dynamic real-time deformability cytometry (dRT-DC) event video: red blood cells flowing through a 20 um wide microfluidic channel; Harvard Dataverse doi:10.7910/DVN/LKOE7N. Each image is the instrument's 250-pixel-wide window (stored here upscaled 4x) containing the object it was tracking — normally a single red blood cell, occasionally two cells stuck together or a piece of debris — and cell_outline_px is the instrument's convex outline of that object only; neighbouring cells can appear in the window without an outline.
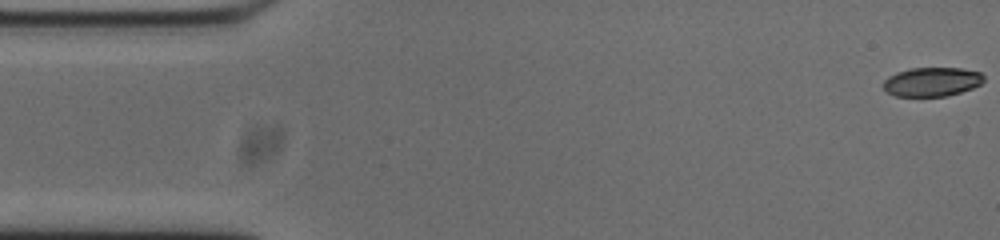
{"species": "common noctule bat (a hibernating species)", "species_latin": "Nyctalus noctula", "temperature_condition": "cold", "stored_images_in_passage": 54, "camera_frame_rate_fps": 3000, "um_per_image_px": 0.085, "animal": {"sex": "male", "body_mass_g": 20.0, "forearm_length_mm": 53.3}, "frame": {"image": 1, "passage_image": 1, "time_ms": 0.0, "image_size_px": [1000, 240], "cell_outline_px": [[984, 80], [980, 84], [972, 88], [948, 96], [896, 96], [888, 92], [884, 88], [884, 80], [888, 76], [896, 72], [912, 68], [960, 68], [980, 72], [984, 76]], "centroid_in_image_um": [79.21, 6.95], "position_along_channel_um": 5.8, "area_um2": 16.94}}
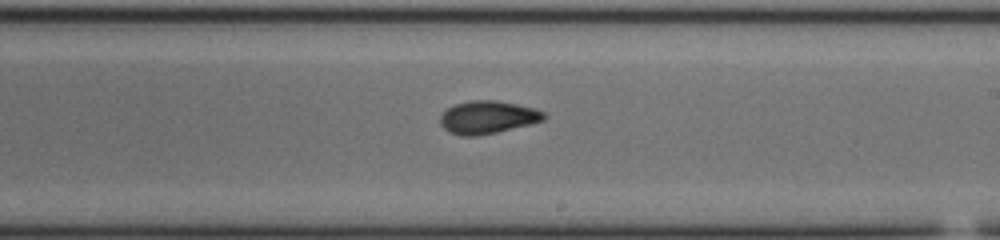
{"frame": {"image": 2, "passage_image": 30, "time_ms": 9.667, "image_size_px": [1000, 240], "cell_outline_px": [[548, 116], [544, 120], [496, 132], [476, 136], [460, 136], [448, 132], [440, 124], [440, 116], [448, 108], [456, 104], [472, 100], [496, 100], [536, 108], [544, 112]], "centroid_in_image_um": [41.45, 9.97], "position_along_channel_um": 247.5, "area_um2": 19.77}}
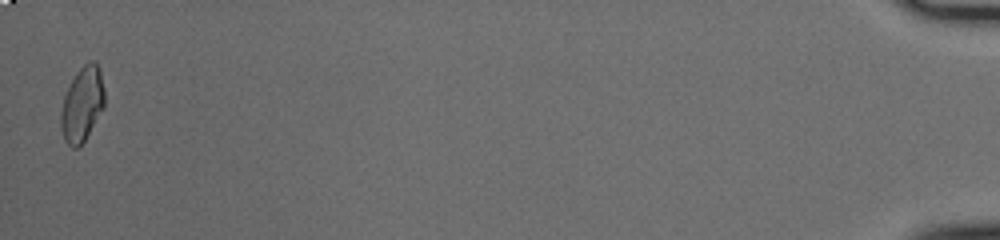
{"frame": {"image": 3, "passage_image": 53, "time_ms": 17.333, "image_size_px": [1000, 240], "cell_outline_px": [[104, 108], [84, 140], [76, 148], [72, 148], [64, 140], [60, 128], [60, 112], [64, 96], [76, 72], [88, 60], [92, 60], [100, 68], [104, 92]], "centroid_in_image_um": [6.97, 8.85], "position_along_channel_um": 428.2, "area_um2": 18.96}, "authors_computed_cell_mechanics": {"area_um2": 19.1029, "velocity_mm_per_s": 3.7522, "shape_relaxation_time_tau1_ms": 4.7926, "shape_relaxation_time_tau2_ms": 2.8784, "deformation_change_tau1": 0.1468, "deformation_change_tau2": 0.0664}}